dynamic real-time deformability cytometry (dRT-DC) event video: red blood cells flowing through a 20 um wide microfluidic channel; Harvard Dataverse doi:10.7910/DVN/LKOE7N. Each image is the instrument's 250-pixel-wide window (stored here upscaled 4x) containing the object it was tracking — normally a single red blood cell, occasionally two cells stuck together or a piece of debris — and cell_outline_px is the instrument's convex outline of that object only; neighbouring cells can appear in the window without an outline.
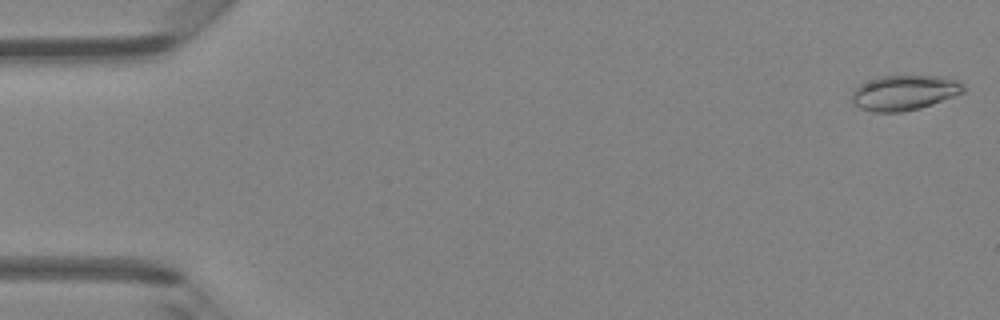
{"species": "Egyptian fruit bat (a non-hibernating species)", "species_latin": "Rousettus aegyptiacus", "temperature_condition": "room temperature", "stored_images_in_passage": 47, "camera_frame_rate_fps": 3000, "um_per_image_px": 0.085, "animal": {"sex": "female"}, "frame": {"image": 1, "passage_image": 1, "time_ms": 0.0, "image_size_px": [1000, 320], "cell_outline_px": [[964, 92], [932, 104], [920, 108], [900, 112], [872, 112], [860, 108], [852, 104], [852, 92], [860, 84], [868, 80], [880, 76], [948, 76], [960, 80], [964, 84]], "centroid_in_image_um": [76.88, 7.87], "position_along_channel_um": 8.1, "area_um2": 23.0}}
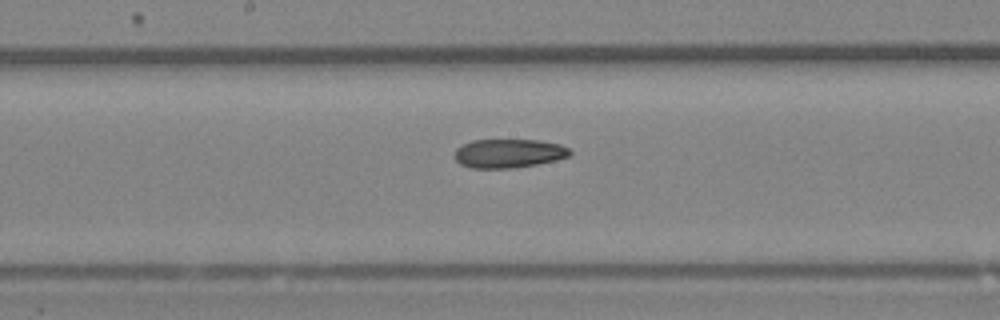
{"frame": {"image": 2, "passage_image": 25, "time_ms": 8.0, "image_size_px": [1000, 320], "cell_outline_px": [[572, 152], [568, 156], [556, 160], [516, 168], [472, 168], [460, 164], [452, 156], [456, 148], [472, 140], [540, 140], [560, 144], [568, 148]], "centroid_in_image_um": [43.21, 13.04], "position_along_channel_um": 205.0, "area_um2": 19.48}}
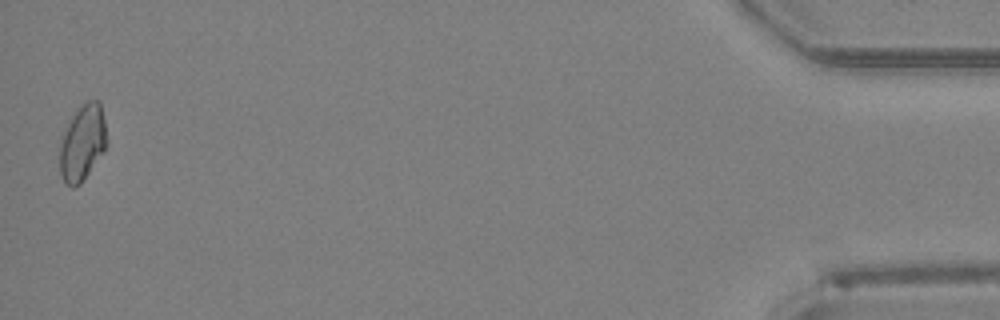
{"frame": {"image": 3, "passage_image": 47, "time_ms": 15.333, "image_size_px": [1000, 320], "cell_outline_px": [[108, 144], [80, 184], [72, 188], [64, 184], [60, 172], [60, 136], [68, 120], [76, 108], [88, 100], [96, 100], [100, 104], [104, 120]], "centroid_in_image_um": [6.97, 12.12], "position_along_channel_um": 428.2, "area_um2": 21.04}}